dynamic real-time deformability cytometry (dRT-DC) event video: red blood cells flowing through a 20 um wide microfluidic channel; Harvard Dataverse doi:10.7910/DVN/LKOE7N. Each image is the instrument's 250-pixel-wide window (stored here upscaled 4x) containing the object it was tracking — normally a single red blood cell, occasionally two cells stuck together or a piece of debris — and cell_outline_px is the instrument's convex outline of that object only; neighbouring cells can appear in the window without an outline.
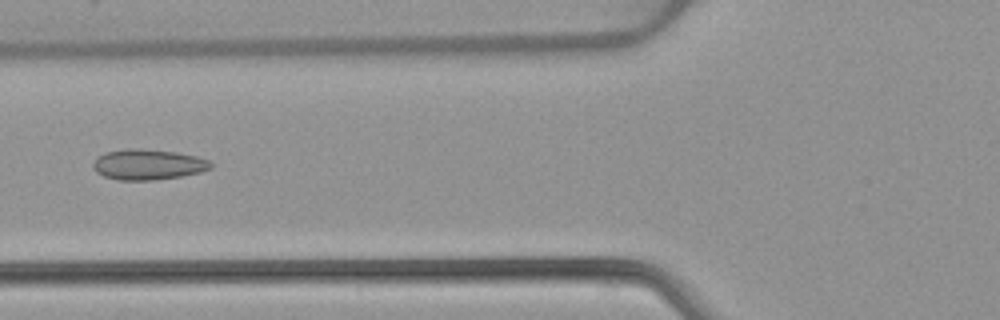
{"species": "common noctule bat (a hibernating species)", "species_latin": "Nyctalus noctula", "temperature_condition": "warm", "stored_images_in_passage": 33, "camera_frame_rate_fps": 3000, "um_per_image_px": 0.085, "animal": {"sex": "female", "body_mass_g": 22.7, "forearm_length_mm": 54.2}, "frame": {"image": 1, "passage_image": 8, "time_ms": 2.333, "image_size_px": [1000, 320], "cell_outline_px": [[212, 168], [200, 172], [180, 176], [152, 180], [116, 180], [104, 176], [96, 172], [92, 168], [92, 164], [96, 156], [104, 152], [132, 148], [140, 148], [176, 152], [196, 156], [212, 160]], "centroid_in_image_um": [12.56, 13.97], "position_along_channel_um": 113.2, "area_um2": 21.15}}
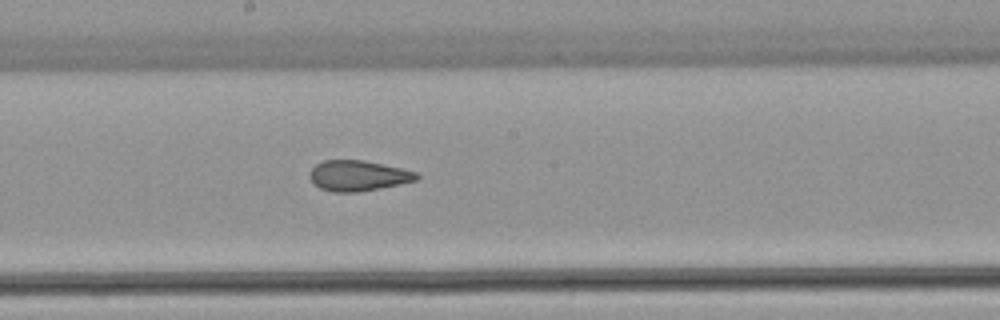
{"frame": {"image": 2, "passage_image": 16, "time_ms": 5.0, "image_size_px": [1000, 320], "cell_outline_px": [[420, 176], [416, 180], [400, 184], [360, 192], [332, 192], [320, 188], [308, 176], [312, 168], [316, 164], [324, 160], [364, 160], [400, 168], [416, 172]], "centroid_in_image_um": [30.43, 14.93], "position_along_channel_um": 217.8, "area_um2": 18.9}}
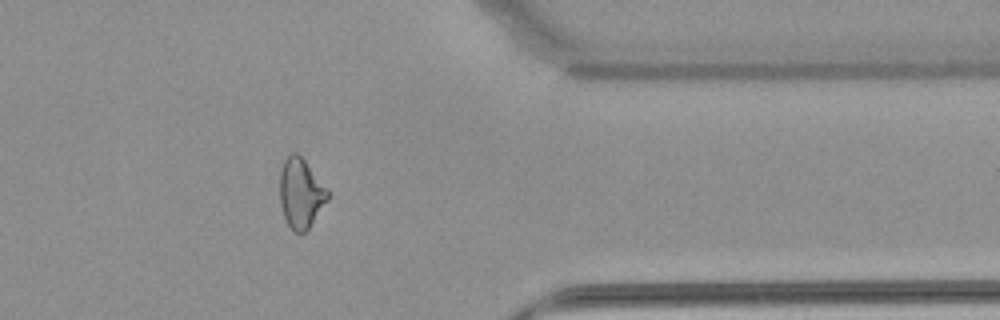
{"frame": {"image": 3, "passage_image": 30, "time_ms": 9.667, "image_size_px": [1000, 320], "cell_outline_px": [[328, 200], [308, 228], [300, 236], [288, 224], [284, 216], [280, 204], [280, 172], [284, 160], [292, 152], [296, 152], [304, 160], [328, 192]], "centroid_in_image_um": [25.54, 16.44], "position_along_channel_um": 385.9, "area_um2": 18.96}, "authors_computed_cell_mechanics": {"area_um2": 19.5364, "velocity_mm_per_s": 3.9219, "shape_relaxation_time_tau1_ms": null, "shape_relaxation_time_tau2_ms": 1.6544, "deformation_change_tau1": null, "deformation_change_tau2": 0.0951}}